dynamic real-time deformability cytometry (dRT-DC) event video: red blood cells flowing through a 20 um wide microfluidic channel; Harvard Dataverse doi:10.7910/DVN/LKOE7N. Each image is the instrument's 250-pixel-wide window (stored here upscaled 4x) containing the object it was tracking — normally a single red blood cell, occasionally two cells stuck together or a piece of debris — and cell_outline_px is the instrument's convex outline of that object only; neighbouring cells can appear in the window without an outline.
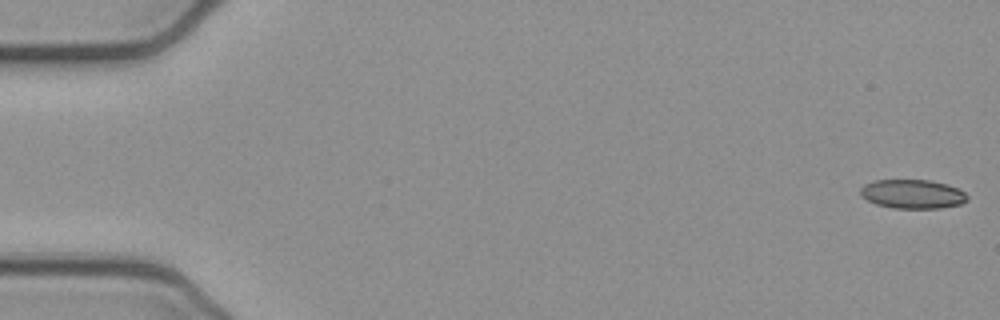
{"species": "common noctule bat (a hibernating species)", "species_latin": "Nyctalus noctula", "temperature_condition": "cold", "stored_images_in_passage": 9, "camera_frame_rate_fps": 3000, "um_per_image_px": 0.085, "animal": {"sex": "female", "body_mass_g": 21.9}, "frame": {"image": 1, "passage_image": 1, "time_ms": 0.0, "image_size_px": [1000, 320], "cell_outline_px": [[968, 200], [960, 204], [940, 208], [892, 208], [876, 204], [860, 196], [860, 188], [864, 184], [872, 180], [928, 180], [948, 184], [964, 192], [968, 196]], "centroid_in_image_um": [77.54, 16.49], "position_along_channel_um": 7.5, "area_um2": 18.15}}